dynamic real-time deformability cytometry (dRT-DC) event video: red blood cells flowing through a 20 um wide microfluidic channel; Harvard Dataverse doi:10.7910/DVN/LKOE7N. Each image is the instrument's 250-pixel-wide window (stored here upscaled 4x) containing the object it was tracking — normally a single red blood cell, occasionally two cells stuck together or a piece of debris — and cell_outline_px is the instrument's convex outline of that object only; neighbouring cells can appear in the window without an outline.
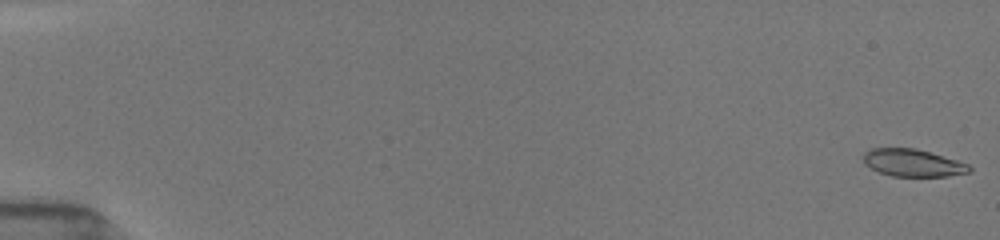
{"species": "common noctule bat (a hibernating species)", "species_latin": "Nyctalus noctula", "temperature_condition": "room temperature", "stored_images_in_passage": 54, "camera_frame_rate_fps": 3000, "um_per_image_px": 0.085, "animal": {"sex": "female", "body_mass_g": 19.5, "forearm_length_mm": 54.1}, "frame": {"image": 1, "passage_image": 1, "time_ms": 0.0, "image_size_px": [1000, 240], "cell_outline_px": [[972, 172], [948, 176], [892, 176], [880, 172], [864, 164], [864, 152], [872, 148], [912, 148], [928, 152], [956, 160], [968, 164], [972, 168]], "centroid_in_image_um": [77.6, 13.85], "position_along_channel_um": 7.4, "area_um2": 16.7}}
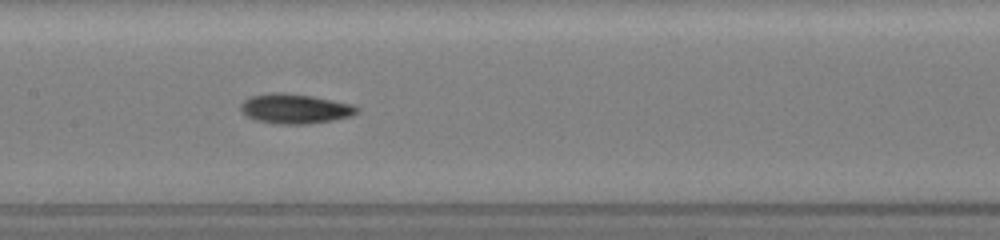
{"frame": {"image": 2, "passage_image": 28, "time_ms": 9.0, "image_size_px": [1000, 240], "cell_outline_px": [[360, 108], [352, 116], [332, 120], [308, 124], [280, 124], [256, 120], [248, 116], [240, 108], [240, 104], [244, 100], [252, 96], [268, 92], [284, 92], [312, 96], [352, 104]], "centroid_in_image_um": [25.08, 9.23], "position_along_channel_um": 182.3, "area_um2": 20.06}}
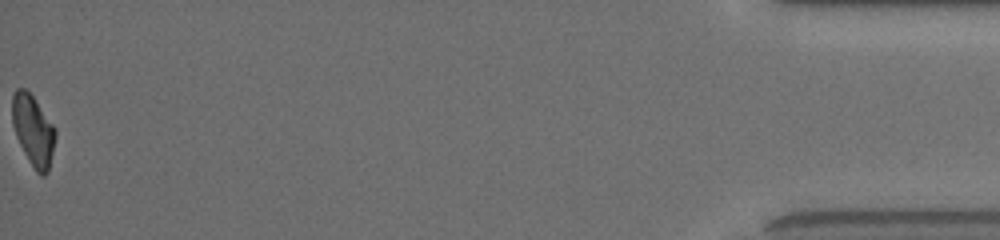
{"frame": {"image": 3, "passage_image": 54, "time_ms": 17.667, "image_size_px": [1000, 240], "cell_outline_px": [[56, 136], [48, 172], [44, 176], [40, 176], [36, 172], [28, 160], [16, 136], [12, 124], [12, 96], [16, 88], [24, 88], [32, 96], [56, 128]], "centroid_in_image_um": [2.82, 11.1], "position_along_channel_um": 432.4, "area_um2": 17.74}, "authors_computed_cell_mechanics": {"area_um2": 18.207, "velocity_mm_per_s": 3.9184, "shape_relaxation_time_tau1_ms": 7.9886, "shape_relaxation_time_tau2_ms": 5.7106, "deformation_change_tau1": 0.1988, "deformation_change_tau2": 0.1249}}